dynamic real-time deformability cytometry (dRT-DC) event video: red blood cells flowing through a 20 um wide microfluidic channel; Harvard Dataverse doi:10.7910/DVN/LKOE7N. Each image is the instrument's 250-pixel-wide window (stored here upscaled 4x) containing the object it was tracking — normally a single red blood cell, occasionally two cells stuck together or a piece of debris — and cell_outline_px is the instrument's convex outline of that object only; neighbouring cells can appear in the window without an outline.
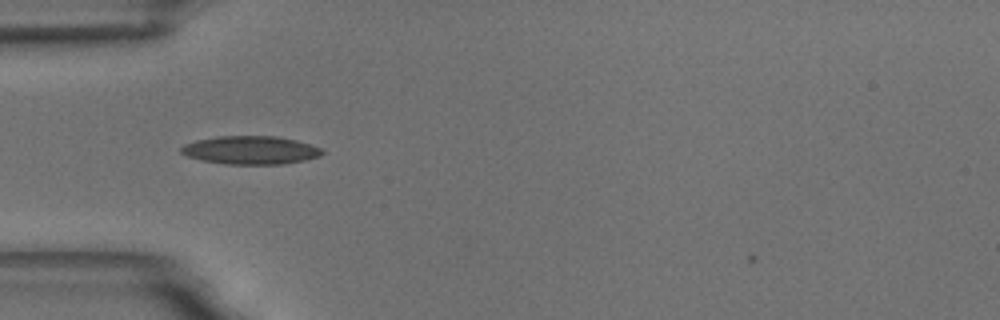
{"species": "common noctule bat (a hibernating species)", "species_latin": "Nyctalus noctula", "temperature_condition": "room temperature", "stored_images_in_passage": 37, "camera_frame_rate_fps": 3000, "um_per_image_px": 0.085, "animal": {"sex": "male", "body_mass_g": 18.8}, "frame": {"image": 1, "passage_image": 1, "time_ms": 0.0, "image_size_px": [1000, 320], "cell_outline_px": [[324, 152], [320, 156], [304, 160], [284, 164], [224, 164], [200, 160], [188, 156], [180, 152], [180, 148], [184, 144], [196, 140], [216, 136], [276, 136], [296, 140], [320, 148]], "centroid_in_image_um": [21.26, 12.76], "position_along_channel_um": 63.7, "area_um2": 23.24}}
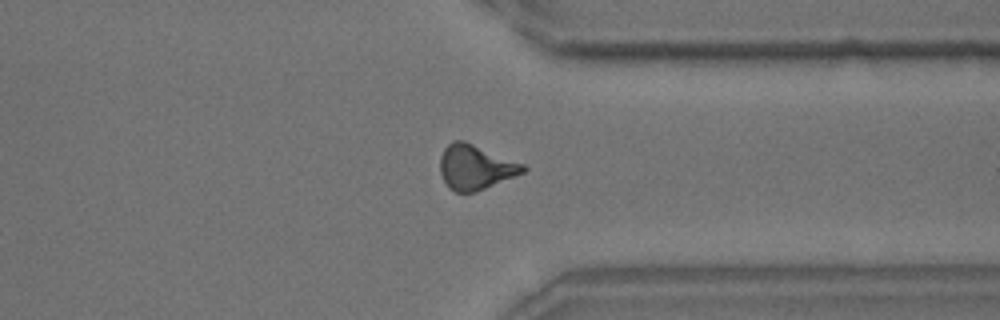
{"frame": {"image": 2, "passage_image": 26, "time_ms": 8.333, "image_size_px": [1000, 320], "cell_outline_px": [[528, 168], [524, 172], [476, 192], [456, 192], [448, 188], [440, 172], [440, 156], [444, 148], [452, 140], [464, 140], [524, 164]], "centroid_in_image_um": [40.39, 14.2], "position_along_channel_um": 371.0, "area_um2": 21.62}}
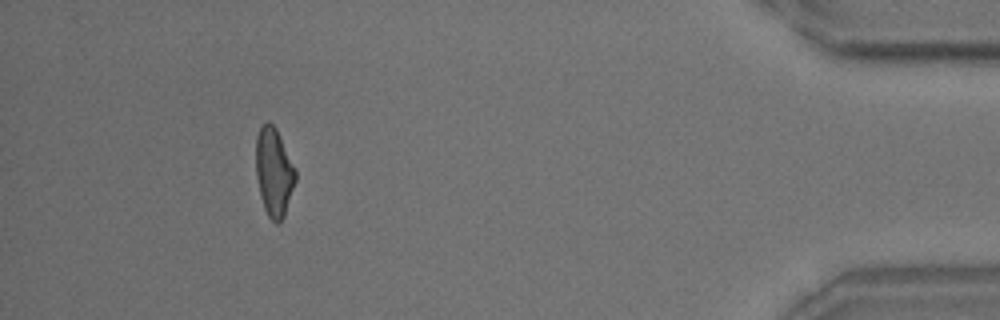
{"frame": {"image": 3, "passage_image": 34, "time_ms": 11.0, "image_size_px": [1000, 320], "cell_outline_px": [[296, 180], [284, 216], [276, 224], [268, 216], [264, 208], [260, 196], [256, 176], [256, 136], [260, 128], [268, 120], [276, 128], [296, 168]], "centroid_in_image_um": [23.28, 14.62], "position_along_channel_um": 411.9, "area_um2": 20.4}, "authors_computed_cell_mechanics": {"area_um2": 20.808, "velocity_mm_per_s": 3.7121, "shape_relaxation_time_tau1_ms": 8.608, "shape_relaxation_time_tau2_ms": 3.174, "deformation_change_tau1": 0.2137, "deformation_change_tau2": 0.117}}